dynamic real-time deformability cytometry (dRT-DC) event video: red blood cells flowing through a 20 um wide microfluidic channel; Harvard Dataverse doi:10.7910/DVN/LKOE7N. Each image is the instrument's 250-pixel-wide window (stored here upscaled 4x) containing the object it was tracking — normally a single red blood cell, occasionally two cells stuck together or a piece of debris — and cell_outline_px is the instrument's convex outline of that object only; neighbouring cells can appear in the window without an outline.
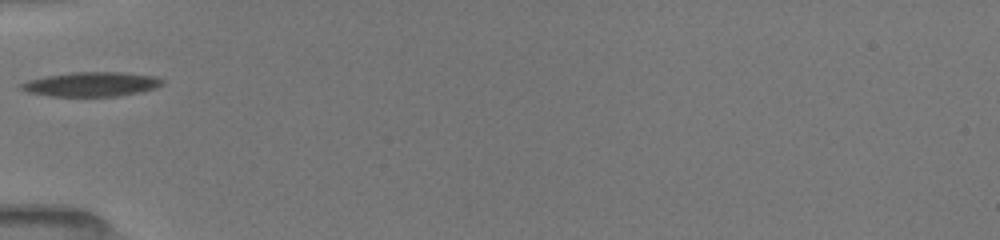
{"species": "common noctule bat (a hibernating species)", "species_latin": "Nyctalus noctula", "temperature_condition": "room temperature", "stored_images_in_passage": 15, "camera_frame_rate_fps": 3000, "um_per_image_px": 0.085, "animal": {"sex": "female", "body_mass_g": 19.5, "forearm_length_mm": 54.1}, "frame": {"image": 1, "passage_image": 1, "time_ms": 0.0, "image_size_px": [1000, 240], "cell_outline_px": [[164, 84], [156, 88], [116, 96], [48, 96], [28, 92], [20, 88], [20, 84], [28, 80], [44, 76], [72, 72], [120, 72], [152, 76], [164, 80]], "centroid_in_image_um": [7.73, 7.15], "position_along_channel_um": 77.3, "area_um2": 19.94}}
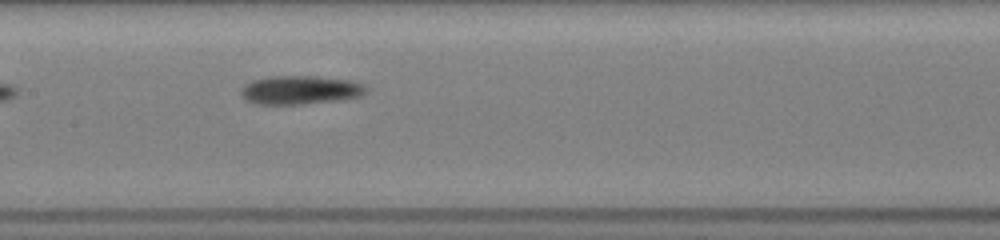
{"frame": {"image": 2, "passage_image": 7, "time_ms": 2.667, "image_size_px": [1000, 240], "cell_outline_px": [[368, 92], [360, 96], [336, 100], [300, 104], [256, 104], [248, 100], [240, 92], [240, 88], [244, 84], [252, 80], [272, 76], [316, 76], [352, 80], [368, 84]], "centroid_in_image_um": [25.57, 7.63], "position_along_channel_um": 181.8, "area_um2": 21.04}}